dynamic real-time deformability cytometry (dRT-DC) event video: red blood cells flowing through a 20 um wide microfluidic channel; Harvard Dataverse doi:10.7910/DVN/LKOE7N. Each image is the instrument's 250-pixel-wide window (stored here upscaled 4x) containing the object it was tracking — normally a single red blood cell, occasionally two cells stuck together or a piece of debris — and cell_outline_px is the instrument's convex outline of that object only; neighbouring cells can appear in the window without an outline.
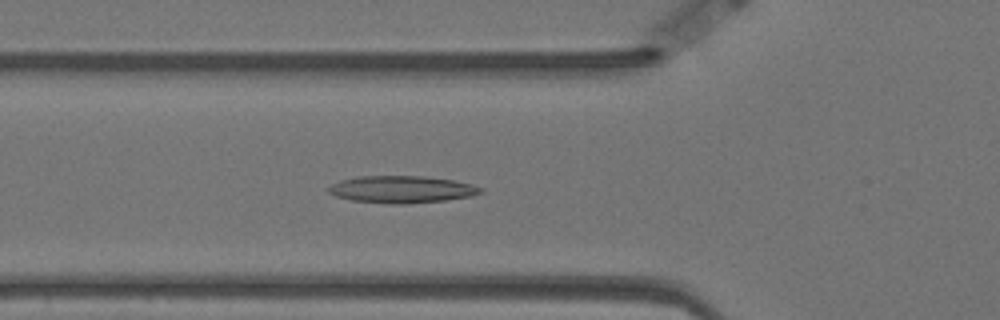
{"species": "Egyptian fruit bat (a non-hibernating species)", "species_latin": "Rousettus aegyptiacus", "temperature_condition": "warm", "stored_images_in_passage": 57, "camera_frame_rate_fps": 3000, "um_per_image_px": 0.085, "animal": {"sex": "female"}, "frame": {"image": 1, "passage_image": 19, "time_ms": 6.0, "image_size_px": [1000, 320], "cell_outline_px": [[484, 192], [472, 196], [444, 200], [404, 204], [388, 204], [352, 200], [336, 196], [328, 192], [328, 188], [332, 184], [340, 180], [360, 176], [424, 176], [452, 180], [472, 184], [484, 188]], "centroid_in_image_um": [34.17, 16.1], "position_along_channel_um": 91.6, "area_um2": 24.04}}
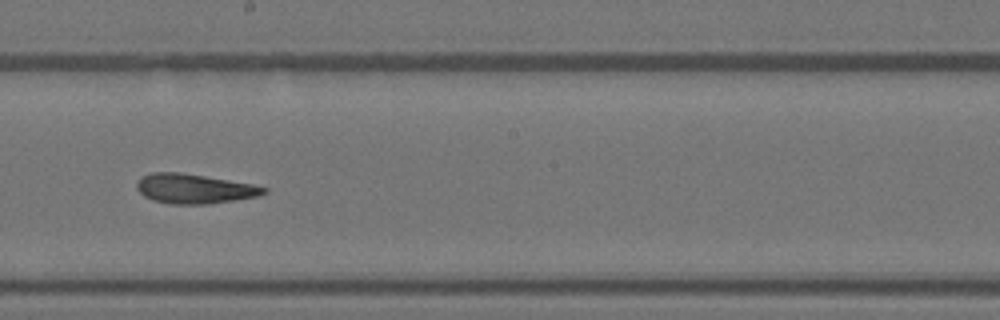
{"frame": {"image": 2, "passage_image": 31, "time_ms": 10.0, "image_size_px": [1000, 320], "cell_outline_px": [[268, 192], [256, 196], [208, 204], [168, 204], [152, 200], [144, 196], [136, 188], [136, 180], [140, 176], [152, 172], [180, 172], [252, 184], [268, 188]], "centroid_in_image_um": [16.44, 16.03], "position_along_channel_um": 231.8, "area_um2": 21.91}}
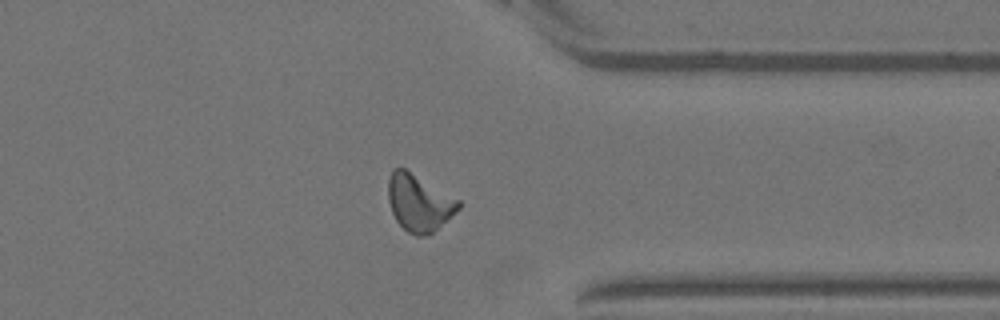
{"frame": {"image": 3, "passage_image": 44, "time_ms": 14.333, "image_size_px": [1000, 320], "cell_outline_px": [[460, 208], [428, 236], [416, 236], [408, 232], [396, 220], [392, 212], [388, 200], [388, 180], [392, 168], [404, 168], [460, 200]], "centroid_in_image_um": [35.6, 17.24], "position_along_channel_um": 375.8, "area_um2": 23.06}, "authors_computed_cell_mechanics": {"area_um2": 22.3108, "velocity_mm_per_s": 3.4835, "shape_relaxation_time_tau1_ms": null, "shape_relaxation_time_tau2_ms": 5.9191, "deformation_change_tau1": null, "deformation_change_tau2": 0.1692}}